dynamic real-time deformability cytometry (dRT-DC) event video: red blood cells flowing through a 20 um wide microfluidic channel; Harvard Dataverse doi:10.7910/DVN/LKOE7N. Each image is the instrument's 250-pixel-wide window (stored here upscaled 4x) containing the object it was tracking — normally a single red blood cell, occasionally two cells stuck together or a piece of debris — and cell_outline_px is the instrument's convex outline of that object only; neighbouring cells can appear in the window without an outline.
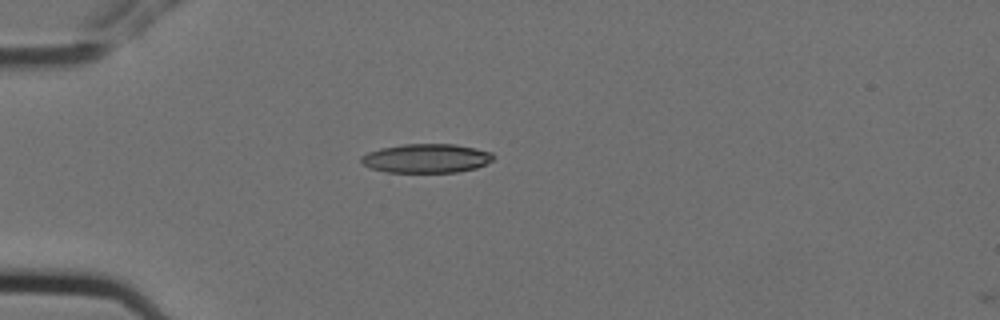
{"species": "Egyptian fruit bat (a non-hibernating species)", "species_latin": "Rousettus aegyptiacus", "temperature_condition": "cold", "stored_images_in_passage": 3, "camera_frame_rate_fps": 3000, "um_per_image_px": 0.085, "animal": {"sex": "female"}, "frame": {"image": 1, "passage_image": 2, "time_ms": 0.333, "image_size_px": [1000, 320], "cell_outline_px": [[492, 160], [476, 168], [456, 172], [384, 172], [372, 168], [364, 164], [360, 160], [360, 156], [368, 152], [380, 148], [404, 144], [456, 144], [476, 148], [492, 152]], "centroid_in_image_um": [36.22, 13.45], "position_along_channel_um": 48.8, "area_um2": 22.25}}